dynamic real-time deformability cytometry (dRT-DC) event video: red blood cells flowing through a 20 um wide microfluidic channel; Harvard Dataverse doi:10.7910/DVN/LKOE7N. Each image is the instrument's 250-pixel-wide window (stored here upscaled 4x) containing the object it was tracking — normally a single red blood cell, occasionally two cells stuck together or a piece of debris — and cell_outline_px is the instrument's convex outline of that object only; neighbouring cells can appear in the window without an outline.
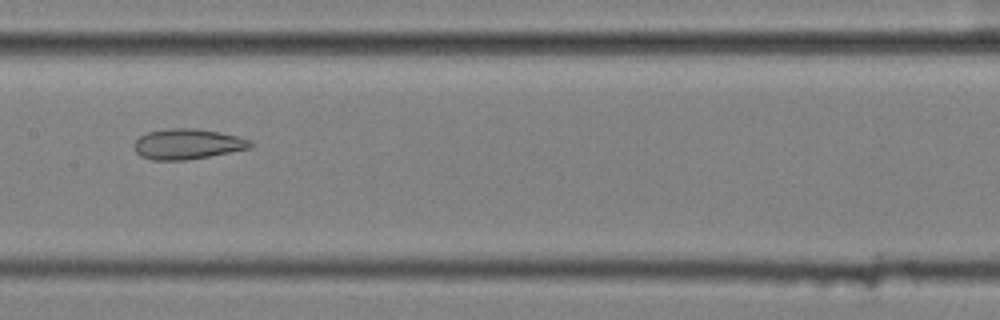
{"species": "common noctule bat (a hibernating species)", "species_latin": "Nyctalus noctula", "temperature_condition": "cold", "stored_images_in_passage": 9, "camera_frame_rate_fps": 3000, "um_per_image_px": 0.085, "animal": {"sex": "female", "body_mass_g": 25.1}, "frame": {"image": 1, "passage_image": 8, "time_ms": 2.333, "image_size_px": [1000, 320], "cell_outline_px": [[256, 144], [252, 148], [208, 156], [184, 160], [152, 160], [140, 156], [136, 152], [136, 140], [140, 136], [148, 132], [172, 128], [196, 128], [220, 132], [252, 140]], "centroid_in_image_um": [15.99, 12.24], "position_along_channel_um": 191.4, "area_um2": 20.52}}
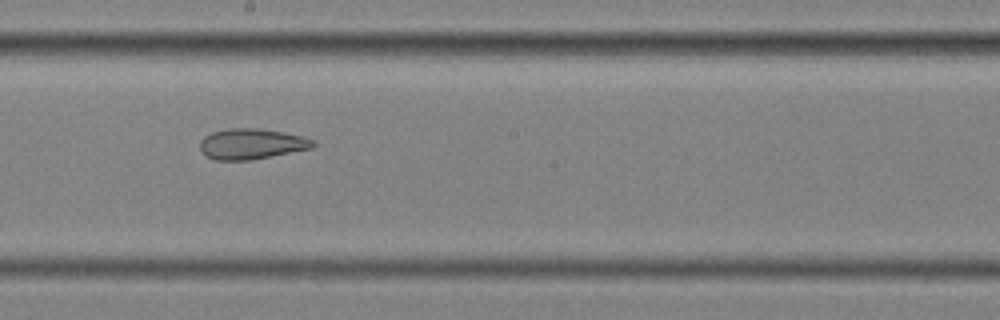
{"frame": {"image": 2, "passage_image": 9, "time_ms": 2.667, "image_size_px": [1000, 320], "cell_outline_px": [[316, 144], [312, 148], [252, 160], [216, 160], [200, 152], [200, 140], [204, 136], [212, 132], [228, 128], [260, 128], [284, 132], [316, 140]], "centroid_in_image_um": [21.37, 12.23], "position_along_channel_um": 226.8, "area_um2": 20.29}}